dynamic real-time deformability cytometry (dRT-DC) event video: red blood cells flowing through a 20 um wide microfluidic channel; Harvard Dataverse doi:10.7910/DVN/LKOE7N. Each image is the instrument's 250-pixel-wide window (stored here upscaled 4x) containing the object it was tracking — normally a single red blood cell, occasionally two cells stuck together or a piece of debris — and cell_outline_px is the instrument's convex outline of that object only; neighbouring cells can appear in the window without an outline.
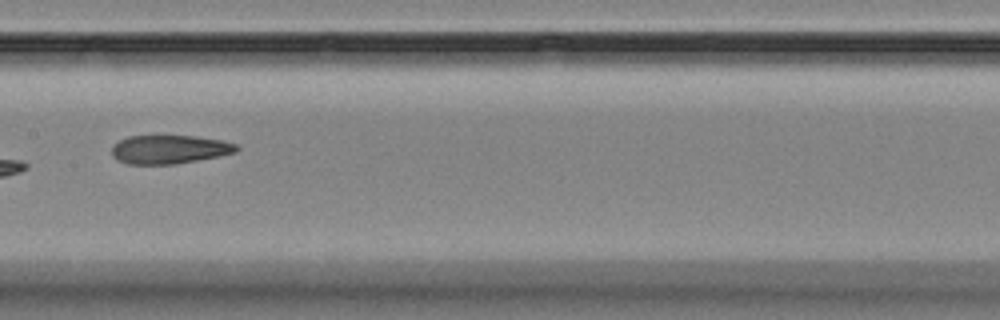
{"species": "Egyptian fruit bat (a non-hibernating species)", "species_latin": "Rousettus aegyptiacus", "temperature_condition": "room temperature", "stored_images_in_passage": 4, "camera_frame_rate_fps": 3000, "um_per_image_px": 0.085, "animal": {"sex": "female"}, "frame": {"image": 1, "passage_image": 4, "time_ms": 3.333, "image_size_px": [1000, 320], "cell_outline_px": [[240, 148], [236, 152], [196, 160], [172, 164], [128, 164], [116, 160], [112, 156], [112, 144], [128, 136], [196, 136], [224, 140], [236, 144]], "centroid_in_image_um": [14.37, 12.69], "position_along_channel_um": 193.0, "area_um2": 20.81}}